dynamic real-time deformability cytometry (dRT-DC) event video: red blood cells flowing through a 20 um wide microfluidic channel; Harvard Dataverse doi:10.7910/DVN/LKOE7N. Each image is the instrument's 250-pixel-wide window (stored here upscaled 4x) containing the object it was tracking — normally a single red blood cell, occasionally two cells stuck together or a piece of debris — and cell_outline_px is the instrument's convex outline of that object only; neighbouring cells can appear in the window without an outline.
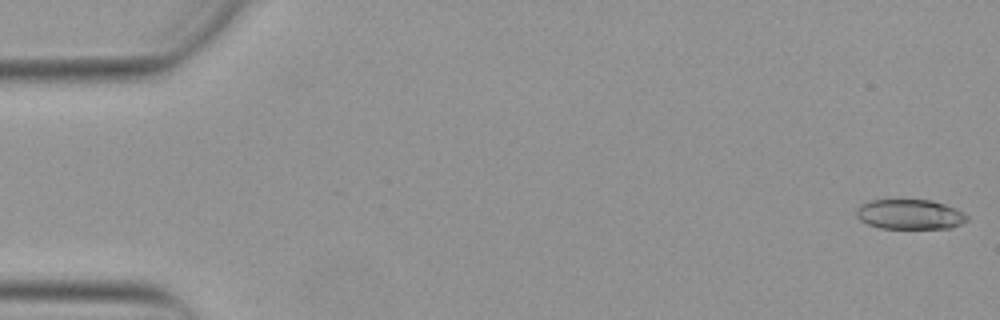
{"species": "Egyptian fruit bat (a non-hibernating species)", "species_latin": "Rousettus aegyptiacus", "temperature_condition": "warm", "stored_images_in_passage": 53, "camera_frame_rate_fps": 3000, "um_per_image_px": 0.085, "animal": {"sex": "female"}, "frame": {"image": 1, "passage_image": 1, "time_ms": 0.0, "image_size_px": [1000, 320], "cell_outline_px": [[968, 220], [952, 228], [880, 228], [868, 224], [860, 220], [856, 216], [856, 208], [860, 204], [868, 200], [896, 196], [932, 200], [956, 208], [964, 212], [968, 216]], "centroid_in_image_um": [77.29, 18.15], "position_along_channel_um": 7.7, "area_um2": 20.35}}
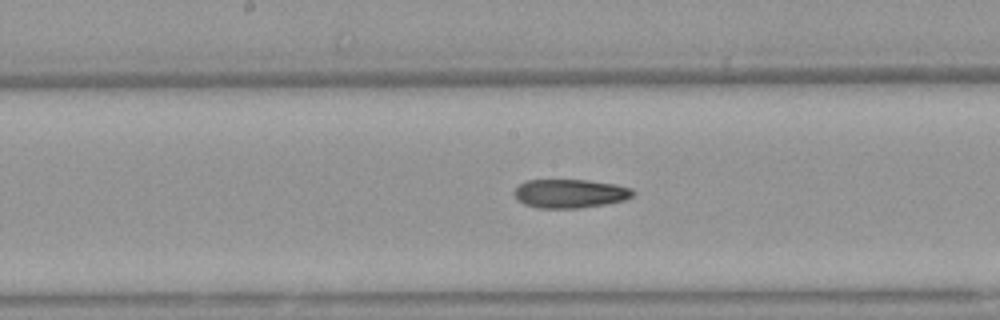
{"frame": {"image": 2, "passage_image": 27, "time_ms": 8.667, "image_size_px": [1000, 320], "cell_outline_px": [[636, 192], [632, 196], [624, 200], [604, 204], [580, 208], [536, 208], [524, 204], [516, 200], [512, 192], [524, 180], [588, 180], [616, 184], [632, 188]], "centroid_in_image_um": [48.42, 16.45], "position_along_channel_um": 199.8, "area_um2": 20.11}}
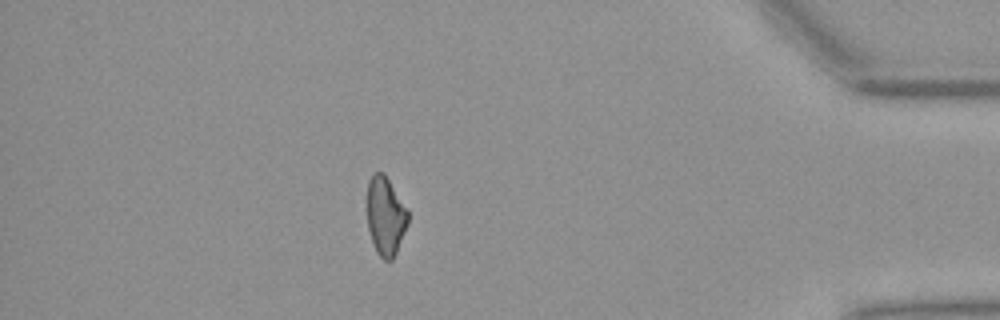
{"frame": {"image": 3, "passage_image": 46, "time_ms": 15.0, "image_size_px": [1000, 320], "cell_outline_px": [[408, 224], [396, 252], [392, 260], [384, 260], [376, 252], [372, 244], [368, 228], [368, 180], [376, 172], [384, 172], [408, 208]], "centroid_in_image_um": [32.78, 18.36], "position_along_channel_um": 402.4, "area_um2": 18.79}, "authors_computed_cell_mechanics": {"area_um2": 20.1144, "velocity_mm_per_s": 3.8941, "shape_relaxation_time_tau1_ms": null, "shape_relaxation_time_tau2_ms": 3.2108, "deformation_change_tau1": null, "deformation_change_tau2": 0.1196}}